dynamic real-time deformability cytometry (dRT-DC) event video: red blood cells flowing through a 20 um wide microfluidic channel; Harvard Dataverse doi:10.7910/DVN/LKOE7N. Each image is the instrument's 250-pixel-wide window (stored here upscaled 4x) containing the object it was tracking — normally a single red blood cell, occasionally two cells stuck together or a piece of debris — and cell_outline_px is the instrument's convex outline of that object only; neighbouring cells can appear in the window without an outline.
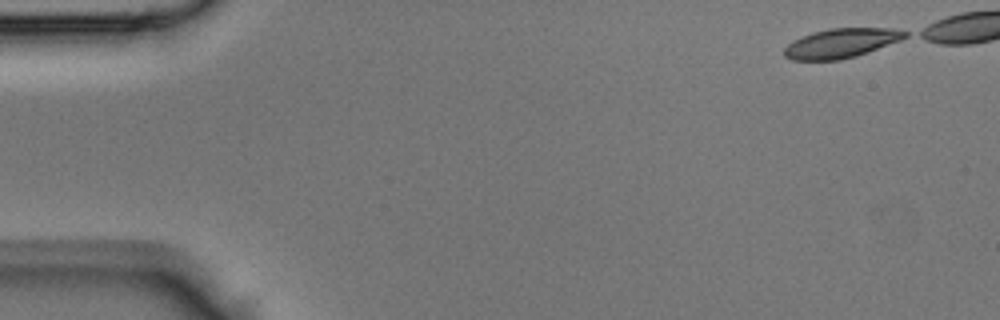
{"species": "Egyptian fruit bat (a non-hibernating species)", "species_latin": "Rousettus aegyptiacus", "temperature_condition": "room temperature", "stored_images_in_passage": 7, "camera_frame_rate_fps": 3000, "um_per_image_px": 0.085, "animal": {"sex": "male"}, "frame": {"image": 1, "passage_image": 1, "time_ms": 0.0, "image_size_px": [1000, 320], "cell_outline_px": [[908, 36], [900, 40], [856, 56], [840, 60], [792, 60], [784, 56], [784, 48], [792, 40], [812, 32], [828, 28], [892, 28], [908, 32]], "centroid_in_image_um": [71.46, 3.66], "position_along_channel_um": 13.5, "area_um2": 20.69}}